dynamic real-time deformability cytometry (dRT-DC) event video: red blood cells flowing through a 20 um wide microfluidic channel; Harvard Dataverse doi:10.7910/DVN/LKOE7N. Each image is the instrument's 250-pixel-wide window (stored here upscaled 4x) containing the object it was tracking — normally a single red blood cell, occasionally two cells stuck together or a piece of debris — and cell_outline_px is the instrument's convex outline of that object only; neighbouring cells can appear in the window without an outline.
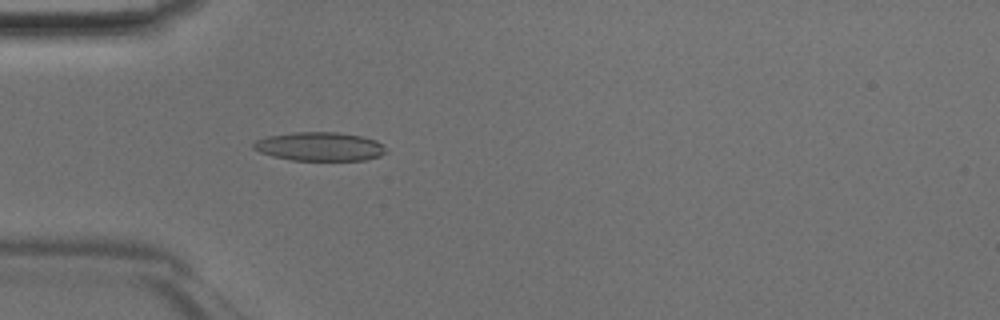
{"species": "Egyptian fruit bat (a non-hibernating species)", "species_latin": "Rousettus aegyptiacus", "temperature_condition": "room temperature", "stored_images_in_passage": 46, "camera_frame_rate_fps": 3000, "um_per_image_px": 0.085, "animal": {"sex": "male"}, "frame": {"image": 1, "passage_image": 14, "time_ms": 4.333, "image_size_px": [1000, 320], "cell_outline_px": [[388, 152], [380, 156], [364, 160], [292, 160], [272, 156], [260, 152], [252, 148], [252, 144], [256, 140], [268, 136], [292, 132], [336, 132], [360, 136], [376, 140]], "centroid_in_image_um": [27.15, 12.45], "position_along_channel_um": 57.9, "area_um2": 22.14}}
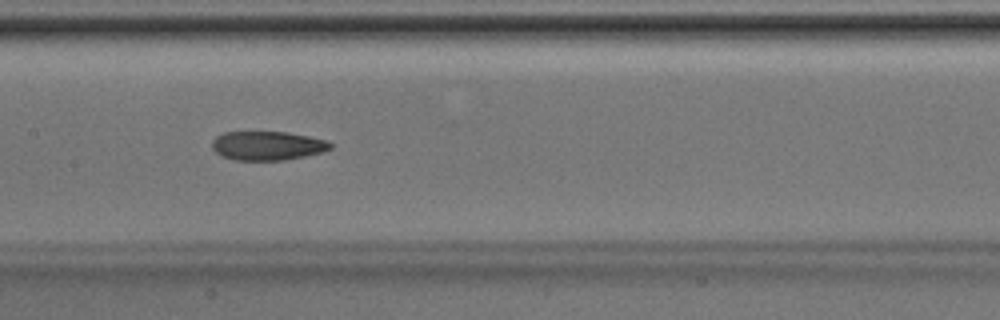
{"frame": {"image": 2, "passage_image": 23, "time_ms": 7.333, "image_size_px": [1000, 320], "cell_outline_px": [[332, 148], [324, 152], [284, 160], [232, 160], [220, 156], [212, 148], [212, 140], [216, 136], [224, 132], [288, 132], [308, 136], [324, 140], [332, 144]], "centroid_in_image_um": [22.7, 12.39], "position_along_channel_um": 184.7, "area_um2": 20.06}}
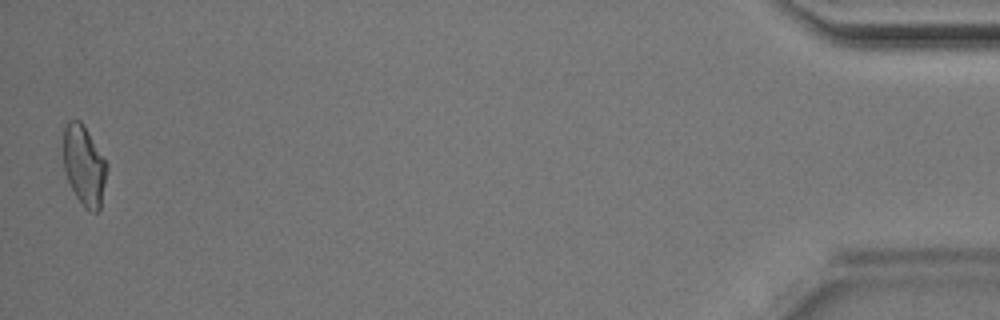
{"frame": {"image": 3, "passage_image": 46, "time_ms": 15.0, "image_size_px": [1000, 320], "cell_outline_px": [[108, 168], [100, 212], [92, 212], [84, 208], [76, 196], [68, 180], [64, 168], [64, 128], [68, 120], [80, 120], [84, 124], [104, 156], [108, 164]], "centroid_in_image_um": [7.19, 14.07], "position_along_channel_um": 428.0, "area_um2": 20.58}}